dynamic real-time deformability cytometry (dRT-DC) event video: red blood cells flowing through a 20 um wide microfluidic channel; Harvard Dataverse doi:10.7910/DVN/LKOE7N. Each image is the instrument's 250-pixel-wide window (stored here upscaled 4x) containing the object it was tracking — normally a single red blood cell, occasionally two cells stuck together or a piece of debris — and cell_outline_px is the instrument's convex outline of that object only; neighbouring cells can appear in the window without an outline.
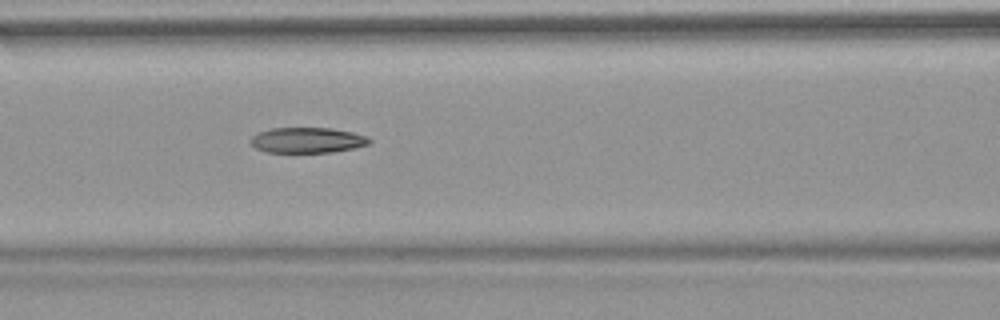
{"species": "common noctule bat (a hibernating species)", "species_latin": "Nyctalus noctula", "temperature_condition": "warm", "stored_images_in_passage": 51, "camera_frame_rate_fps": 3000, "um_per_image_px": 0.085, "animal": {"sex": "female", "body_mass_g": 18.4}, "frame": {"image": 1, "passage_image": 22, "time_ms": 7.0, "image_size_px": [1000, 320], "cell_outline_px": [[372, 140], [368, 144], [352, 148], [332, 152], [268, 152], [256, 148], [248, 140], [252, 136], [260, 132], [272, 128], [332, 128], [352, 132], [368, 136]], "centroid_in_image_um": [26.13, 11.91], "position_along_channel_um": 140.5, "area_um2": 17.51}, "authors_computed_cell_mechanics": {"area_um2": 18.9584, "velocity_mm_per_s": 3.8401, "shape_relaxation_time_tau1_ms": null, "shape_relaxation_time_tau2_ms": 6.2724, "deformation_change_tau1": null, "deformation_change_tau2": 0.1621}}